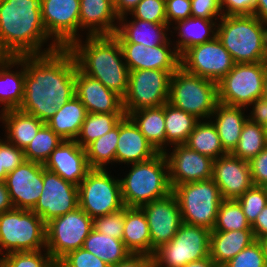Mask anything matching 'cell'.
Here are the masks:
<instances>
[{
	"label": "cell",
	"instance_id": "obj_1",
	"mask_svg": "<svg viewBox=\"0 0 267 267\" xmlns=\"http://www.w3.org/2000/svg\"><path fill=\"white\" fill-rule=\"evenodd\" d=\"M76 68L68 48L25 55L24 96L19 109L46 123L75 96Z\"/></svg>",
	"mask_w": 267,
	"mask_h": 267
},
{
	"label": "cell",
	"instance_id": "obj_2",
	"mask_svg": "<svg viewBox=\"0 0 267 267\" xmlns=\"http://www.w3.org/2000/svg\"><path fill=\"white\" fill-rule=\"evenodd\" d=\"M41 0H0V54L17 57L49 53L60 48L49 40L42 21ZM46 49V50H45Z\"/></svg>",
	"mask_w": 267,
	"mask_h": 267
},
{
	"label": "cell",
	"instance_id": "obj_3",
	"mask_svg": "<svg viewBox=\"0 0 267 267\" xmlns=\"http://www.w3.org/2000/svg\"><path fill=\"white\" fill-rule=\"evenodd\" d=\"M86 37L85 44L80 38L68 47L77 68L123 98L128 89L129 69L118 39L114 35Z\"/></svg>",
	"mask_w": 267,
	"mask_h": 267
},
{
	"label": "cell",
	"instance_id": "obj_4",
	"mask_svg": "<svg viewBox=\"0 0 267 267\" xmlns=\"http://www.w3.org/2000/svg\"><path fill=\"white\" fill-rule=\"evenodd\" d=\"M121 196L125 207H141L172 193L168 164L164 153L132 164L125 178L120 179Z\"/></svg>",
	"mask_w": 267,
	"mask_h": 267
},
{
	"label": "cell",
	"instance_id": "obj_5",
	"mask_svg": "<svg viewBox=\"0 0 267 267\" xmlns=\"http://www.w3.org/2000/svg\"><path fill=\"white\" fill-rule=\"evenodd\" d=\"M266 25L255 15L222 16L216 37L235 64L263 62Z\"/></svg>",
	"mask_w": 267,
	"mask_h": 267
},
{
	"label": "cell",
	"instance_id": "obj_6",
	"mask_svg": "<svg viewBox=\"0 0 267 267\" xmlns=\"http://www.w3.org/2000/svg\"><path fill=\"white\" fill-rule=\"evenodd\" d=\"M168 102L194 115L210 119L218 101V83L191 74L181 66L171 75Z\"/></svg>",
	"mask_w": 267,
	"mask_h": 267
},
{
	"label": "cell",
	"instance_id": "obj_7",
	"mask_svg": "<svg viewBox=\"0 0 267 267\" xmlns=\"http://www.w3.org/2000/svg\"><path fill=\"white\" fill-rule=\"evenodd\" d=\"M46 249V223L32 210L0 213V255Z\"/></svg>",
	"mask_w": 267,
	"mask_h": 267
},
{
	"label": "cell",
	"instance_id": "obj_8",
	"mask_svg": "<svg viewBox=\"0 0 267 267\" xmlns=\"http://www.w3.org/2000/svg\"><path fill=\"white\" fill-rule=\"evenodd\" d=\"M172 192L179 203L182 223L213 230L223 198L212 178L176 185Z\"/></svg>",
	"mask_w": 267,
	"mask_h": 267
},
{
	"label": "cell",
	"instance_id": "obj_9",
	"mask_svg": "<svg viewBox=\"0 0 267 267\" xmlns=\"http://www.w3.org/2000/svg\"><path fill=\"white\" fill-rule=\"evenodd\" d=\"M210 233L207 228L182 223L171 241L155 250L153 267H184L210 257Z\"/></svg>",
	"mask_w": 267,
	"mask_h": 267
},
{
	"label": "cell",
	"instance_id": "obj_10",
	"mask_svg": "<svg viewBox=\"0 0 267 267\" xmlns=\"http://www.w3.org/2000/svg\"><path fill=\"white\" fill-rule=\"evenodd\" d=\"M107 169H90L78 185L79 207L92 219L124 208L120 179L110 176Z\"/></svg>",
	"mask_w": 267,
	"mask_h": 267
},
{
	"label": "cell",
	"instance_id": "obj_11",
	"mask_svg": "<svg viewBox=\"0 0 267 267\" xmlns=\"http://www.w3.org/2000/svg\"><path fill=\"white\" fill-rule=\"evenodd\" d=\"M93 229V219L80 207L46 223V250L57 264L69 252L82 248Z\"/></svg>",
	"mask_w": 267,
	"mask_h": 267
},
{
	"label": "cell",
	"instance_id": "obj_12",
	"mask_svg": "<svg viewBox=\"0 0 267 267\" xmlns=\"http://www.w3.org/2000/svg\"><path fill=\"white\" fill-rule=\"evenodd\" d=\"M174 72L156 69L129 71L128 89L123 97L125 115L168 102L170 78Z\"/></svg>",
	"mask_w": 267,
	"mask_h": 267
},
{
	"label": "cell",
	"instance_id": "obj_13",
	"mask_svg": "<svg viewBox=\"0 0 267 267\" xmlns=\"http://www.w3.org/2000/svg\"><path fill=\"white\" fill-rule=\"evenodd\" d=\"M264 62L238 63L218 82V101L221 104L246 108L261 98Z\"/></svg>",
	"mask_w": 267,
	"mask_h": 267
},
{
	"label": "cell",
	"instance_id": "obj_14",
	"mask_svg": "<svg viewBox=\"0 0 267 267\" xmlns=\"http://www.w3.org/2000/svg\"><path fill=\"white\" fill-rule=\"evenodd\" d=\"M235 65L232 56L215 37L187 49L180 56V66L187 72L218 83Z\"/></svg>",
	"mask_w": 267,
	"mask_h": 267
},
{
	"label": "cell",
	"instance_id": "obj_15",
	"mask_svg": "<svg viewBox=\"0 0 267 267\" xmlns=\"http://www.w3.org/2000/svg\"><path fill=\"white\" fill-rule=\"evenodd\" d=\"M42 21L52 42L68 48L80 34V0H41ZM79 35V36H78Z\"/></svg>",
	"mask_w": 267,
	"mask_h": 267
},
{
	"label": "cell",
	"instance_id": "obj_16",
	"mask_svg": "<svg viewBox=\"0 0 267 267\" xmlns=\"http://www.w3.org/2000/svg\"><path fill=\"white\" fill-rule=\"evenodd\" d=\"M77 207H79L78 186L43 166V189L32 211L47 223L74 211Z\"/></svg>",
	"mask_w": 267,
	"mask_h": 267
},
{
	"label": "cell",
	"instance_id": "obj_17",
	"mask_svg": "<svg viewBox=\"0 0 267 267\" xmlns=\"http://www.w3.org/2000/svg\"><path fill=\"white\" fill-rule=\"evenodd\" d=\"M140 208L147 218L150 229L151 256H153L156 249L171 241L182 224L179 203L172 192Z\"/></svg>",
	"mask_w": 267,
	"mask_h": 267
},
{
	"label": "cell",
	"instance_id": "obj_18",
	"mask_svg": "<svg viewBox=\"0 0 267 267\" xmlns=\"http://www.w3.org/2000/svg\"><path fill=\"white\" fill-rule=\"evenodd\" d=\"M172 152H164L172 189L176 185L209 180L213 176L214 160L190 149L185 144L173 145Z\"/></svg>",
	"mask_w": 267,
	"mask_h": 267
},
{
	"label": "cell",
	"instance_id": "obj_19",
	"mask_svg": "<svg viewBox=\"0 0 267 267\" xmlns=\"http://www.w3.org/2000/svg\"><path fill=\"white\" fill-rule=\"evenodd\" d=\"M5 183L14 208L32 210L43 189V164L26 160L7 174Z\"/></svg>",
	"mask_w": 267,
	"mask_h": 267
},
{
	"label": "cell",
	"instance_id": "obj_20",
	"mask_svg": "<svg viewBox=\"0 0 267 267\" xmlns=\"http://www.w3.org/2000/svg\"><path fill=\"white\" fill-rule=\"evenodd\" d=\"M171 44L172 41L169 39L165 44L153 47L138 43H120V46L129 71L142 69L176 71L180 67V55L174 47L171 49Z\"/></svg>",
	"mask_w": 267,
	"mask_h": 267
},
{
	"label": "cell",
	"instance_id": "obj_21",
	"mask_svg": "<svg viewBox=\"0 0 267 267\" xmlns=\"http://www.w3.org/2000/svg\"><path fill=\"white\" fill-rule=\"evenodd\" d=\"M212 179L223 199L237 200L253 186L248 161L231 153L214 160Z\"/></svg>",
	"mask_w": 267,
	"mask_h": 267
},
{
	"label": "cell",
	"instance_id": "obj_22",
	"mask_svg": "<svg viewBox=\"0 0 267 267\" xmlns=\"http://www.w3.org/2000/svg\"><path fill=\"white\" fill-rule=\"evenodd\" d=\"M43 166L77 186L90 170L86 150L76 140H63Z\"/></svg>",
	"mask_w": 267,
	"mask_h": 267
},
{
	"label": "cell",
	"instance_id": "obj_23",
	"mask_svg": "<svg viewBox=\"0 0 267 267\" xmlns=\"http://www.w3.org/2000/svg\"><path fill=\"white\" fill-rule=\"evenodd\" d=\"M75 95L87 113H125L123 98L76 68Z\"/></svg>",
	"mask_w": 267,
	"mask_h": 267
},
{
	"label": "cell",
	"instance_id": "obj_24",
	"mask_svg": "<svg viewBox=\"0 0 267 267\" xmlns=\"http://www.w3.org/2000/svg\"><path fill=\"white\" fill-rule=\"evenodd\" d=\"M157 154L158 152L140 132L134 121L125 115L119 122L115 162L135 164L147 161Z\"/></svg>",
	"mask_w": 267,
	"mask_h": 267
},
{
	"label": "cell",
	"instance_id": "obj_25",
	"mask_svg": "<svg viewBox=\"0 0 267 267\" xmlns=\"http://www.w3.org/2000/svg\"><path fill=\"white\" fill-rule=\"evenodd\" d=\"M79 15L80 29L87 28L88 36L114 35L117 31L119 17L112 0H80Z\"/></svg>",
	"mask_w": 267,
	"mask_h": 267
},
{
	"label": "cell",
	"instance_id": "obj_26",
	"mask_svg": "<svg viewBox=\"0 0 267 267\" xmlns=\"http://www.w3.org/2000/svg\"><path fill=\"white\" fill-rule=\"evenodd\" d=\"M15 65L22 68L16 72L12 71L11 68ZM24 80L25 55L0 58V104L3 105L1 112L19 109L24 96Z\"/></svg>",
	"mask_w": 267,
	"mask_h": 267
},
{
	"label": "cell",
	"instance_id": "obj_27",
	"mask_svg": "<svg viewBox=\"0 0 267 267\" xmlns=\"http://www.w3.org/2000/svg\"><path fill=\"white\" fill-rule=\"evenodd\" d=\"M126 17L125 15L119 18V25L114 34L119 43H138L153 47L163 45L169 40L166 32L170 27L167 23H153L140 19L127 22Z\"/></svg>",
	"mask_w": 267,
	"mask_h": 267
},
{
	"label": "cell",
	"instance_id": "obj_28",
	"mask_svg": "<svg viewBox=\"0 0 267 267\" xmlns=\"http://www.w3.org/2000/svg\"><path fill=\"white\" fill-rule=\"evenodd\" d=\"M243 109L246 108L218 103L212 113L211 119L214 118L213 115L216 118L212 123L227 153H232L237 147L244 123L248 119Z\"/></svg>",
	"mask_w": 267,
	"mask_h": 267
},
{
	"label": "cell",
	"instance_id": "obj_29",
	"mask_svg": "<svg viewBox=\"0 0 267 267\" xmlns=\"http://www.w3.org/2000/svg\"><path fill=\"white\" fill-rule=\"evenodd\" d=\"M254 241L252 229L211 231L210 257L219 267H222Z\"/></svg>",
	"mask_w": 267,
	"mask_h": 267
},
{
	"label": "cell",
	"instance_id": "obj_30",
	"mask_svg": "<svg viewBox=\"0 0 267 267\" xmlns=\"http://www.w3.org/2000/svg\"><path fill=\"white\" fill-rule=\"evenodd\" d=\"M0 120L5 124V140L18 148L25 149L45 124L37 117L20 109L0 112Z\"/></svg>",
	"mask_w": 267,
	"mask_h": 267
},
{
	"label": "cell",
	"instance_id": "obj_31",
	"mask_svg": "<svg viewBox=\"0 0 267 267\" xmlns=\"http://www.w3.org/2000/svg\"><path fill=\"white\" fill-rule=\"evenodd\" d=\"M133 254L151 255V238L147 218L140 207H125L123 238Z\"/></svg>",
	"mask_w": 267,
	"mask_h": 267
},
{
	"label": "cell",
	"instance_id": "obj_32",
	"mask_svg": "<svg viewBox=\"0 0 267 267\" xmlns=\"http://www.w3.org/2000/svg\"><path fill=\"white\" fill-rule=\"evenodd\" d=\"M87 111L75 95L63 104L46 124L63 140H76L81 131Z\"/></svg>",
	"mask_w": 267,
	"mask_h": 267
},
{
	"label": "cell",
	"instance_id": "obj_33",
	"mask_svg": "<svg viewBox=\"0 0 267 267\" xmlns=\"http://www.w3.org/2000/svg\"><path fill=\"white\" fill-rule=\"evenodd\" d=\"M129 117L158 153L166 152L165 104L137 110Z\"/></svg>",
	"mask_w": 267,
	"mask_h": 267
},
{
	"label": "cell",
	"instance_id": "obj_34",
	"mask_svg": "<svg viewBox=\"0 0 267 267\" xmlns=\"http://www.w3.org/2000/svg\"><path fill=\"white\" fill-rule=\"evenodd\" d=\"M178 38L174 48L181 56L187 49L213 40L217 35V22L199 17H189L176 22Z\"/></svg>",
	"mask_w": 267,
	"mask_h": 267
},
{
	"label": "cell",
	"instance_id": "obj_35",
	"mask_svg": "<svg viewBox=\"0 0 267 267\" xmlns=\"http://www.w3.org/2000/svg\"><path fill=\"white\" fill-rule=\"evenodd\" d=\"M108 265H114L125 260L131 252L122 240L100 233L92 229L84 241L83 247Z\"/></svg>",
	"mask_w": 267,
	"mask_h": 267
},
{
	"label": "cell",
	"instance_id": "obj_36",
	"mask_svg": "<svg viewBox=\"0 0 267 267\" xmlns=\"http://www.w3.org/2000/svg\"><path fill=\"white\" fill-rule=\"evenodd\" d=\"M185 145L213 160L228 154L221 144L219 134L211 119L207 121L205 119L203 122L199 120Z\"/></svg>",
	"mask_w": 267,
	"mask_h": 267
},
{
	"label": "cell",
	"instance_id": "obj_37",
	"mask_svg": "<svg viewBox=\"0 0 267 267\" xmlns=\"http://www.w3.org/2000/svg\"><path fill=\"white\" fill-rule=\"evenodd\" d=\"M199 121L194 115L165 103V130L167 145L185 144Z\"/></svg>",
	"mask_w": 267,
	"mask_h": 267
},
{
	"label": "cell",
	"instance_id": "obj_38",
	"mask_svg": "<svg viewBox=\"0 0 267 267\" xmlns=\"http://www.w3.org/2000/svg\"><path fill=\"white\" fill-rule=\"evenodd\" d=\"M124 116L125 113H87L76 142L85 149L115 128Z\"/></svg>",
	"mask_w": 267,
	"mask_h": 267
},
{
	"label": "cell",
	"instance_id": "obj_39",
	"mask_svg": "<svg viewBox=\"0 0 267 267\" xmlns=\"http://www.w3.org/2000/svg\"><path fill=\"white\" fill-rule=\"evenodd\" d=\"M118 137L119 123L85 148L90 169H105L106 164L115 162Z\"/></svg>",
	"mask_w": 267,
	"mask_h": 267
},
{
	"label": "cell",
	"instance_id": "obj_40",
	"mask_svg": "<svg viewBox=\"0 0 267 267\" xmlns=\"http://www.w3.org/2000/svg\"><path fill=\"white\" fill-rule=\"evenodd\" d=\"M266 147L267 133L265 127L247 119L240 134L238 145L231 154L249 161Z\"/></svg>",
	"mask_w": 267,
	"mask_h": 267
},
{
	"label": "cell",
	"instance_id": "obj_41",
	"mask_svg": "<svg viewBox=\"0 0 267 267\" xmlns=\"http://www.w3.org/2000/svg\"><path fill=\"white\" fill-rule=\"evenodd\" d=\"M63 142L46 123L40 128L34 139L23 150L28 161L44 164L50 154Z\"/></svg>",
	"mask_w": 267,
	"mask_h": 267
},
{
	"label": "cell",
	"instance_id": "obj_42",
	"mask_svg": "<svg viewBox=\"0 0 267 267\" xmlns=\"http://www.w3.org/2000/svg\"><path fill=\"white\" fill-rule=\"evenodd\" d=\"M252 229L243 209L235 199H223L219 205L215 226L212 231H234Z\"/></svg>",
	"mask_w": 267,
	"mask_h": 267
},
{
	"label": "cell",
	"instance_id": "obj_43",
	"mask_svg": "<svg viewBox=\"0 0 267 267\" xmlns=\"http://www.w3.org/2000/svg\"><path fill=\"white\" fill-rule=\"evenodd\" d=\"M43 252L46 253H42V250L10 252L1 257L2 263L6 267H55L56 263L49 252Z\"/></svg>",
	"mask_w": 267,
	"mask_h": 267
},
{
	"label": "cell",
	"instance_id": "obj_44",
	"mask_svg": "<svg viewBox=\"0 0 267 267\" xmlns=\"http://www.w3.org/2000/svg\"><path fill=\"white\" fill-rule=\"evenodd\" d=\"M237 200L243 209L247 221L252 225L257 219L258 214L267 205V187L253 185Z\"/></svg>",
	"mask_w": 267,
	"mask_h": 267
},
{
	"label": "cell",
	"instance_id": "obj_45",
	"mask_svg": "<svg viewBox=\"0 0 267 267\" xmlns=\"http://www.w3.org/2000/svg\"><path fill=\"white\" fill-rule=\"evenodd\" d=\"M222 267H267L261 242L255 240Z\"/></svg>",
	"mask_w": 267,
	"mask_h": 267
},
{
	"label": "cell",
	"instance_id": "obj_46",
	"mask_svg": "<svg viewBox=\"0 0 267 267\" xmlns=\"http://www.w3.org/2000/svg\"><path fill=\"white\" fill-rule=\"evenodd\" d=\"M130 14L134 19L167 23L165 0H141Z\"/></svg>",
	"mask_w": 267,
	"mask_h": 267
},
{
	"label": "cell",
	"instance_id": "obj_47",
	"mask_svg": "<svg viewBox=\"0 0 267 267\" xmlns=\"http://www.w3.org/2000/svg\"><path fill=\"white\" fill-rule=\"evenodd\" d=\"M124 220L125 207L117 212L94 218L93 229L108 236H112L115 239L122 240Z\"/></svg>",
	"mask_w": 267,
	"mask_h": 267
},
{
	"label": "cell",
	"instance_id": "obj_48",
	"mask_svg": "<svg viewBox=\"0 0 267 267\" xmlns=\"http://www.w3.org/2000/svg\"><path fill=\"white\" fill-rule=\"evenodd\" d=\"M58 267H109V265L84 248L69 252L57 264Z\"/></svg>",
	"mask_w": 267,
	"mask_h": 267
},
{
	"label": "cell",
	"instance_id": "obj_49",
	"mask_svg": "<svg viewBox=\"0 0 267 267\" xmlns=\"http://www.w3.org/2000/svg\"><path fill=\"white\" fill-rule=\"evenodd\" d=\"M191 17H199L207 20H219L223 12L220 0H190ZM219 17V18H217Z\"/></svg>",
	"mask_w": 267,
	"mask_h": 267
},
{
	"label": "cell",
	"instance_id": "obj_50",
	"mask_svg": "<svg viewBox=\"0 0 267 267\" xmlns=\"http://www.w3.org/2000/svg\"><path fill=\"white\" fill-rule=\"evenodd\" d=\"M24 161L26 159L23 149L10 144L6 140H1V169L9 173Z\"/></svg>",
	"mask_w": 267,
	"mask_h": 267
},
{
	"label": "cell",
	"instance_id": "obj_51",
	"mask_svg": "<svg viewBox=\"0 0 267 267\" xmlns=\"http://www.w3.org/2000/svg\"><path fill=\"white\" fill-rule=\"evenodd\" d=\"M248 163L253 185L267 187V147Z\"/></svg>",
	"mask_w": 267,
	"mask_h": 267
},
{
	"label": "cell",
	"instance_id": "obj_52",
	"mask_svg": "<svg viewBox=\"0 0 267 267\" xmlns=\"http://www.w3.org/2000/svg\"><path fill=\"white\" fill-rule=\"evenodd\" d=\"M166 19L170 26L175 23L191 17V1L190 0H165Z\"/></svg>",
	"mask_w": 267,
	"mask_h": 267
},
{
	"label": "cell",
	"instance_id": "obj_53",
	"mask_svg": "<svg viewBox=\"0 0 267 267\" xmlns=\"http://www.w3.org/2000/svg\"><path fill=\"white\" fill-rule=\"evenodd\" d=\"M224 16L254 15L256 0H220Z\"/></svg>",
	"mask_w": 267,
	"mask_h": 267
},
{
	"label": "cell",
	"instance_id": "obj_54",
	"mask_svg": "<svg viewBox=\"0 0 267 267\" xmlns=\"http://www.w3.org/2000/svg\"><path fill=\"white\" fill-rule=\"evenodd\" d=\"M251 115L248 120L256 124L265 126L267 124V99L257 98L249 106H252Z\"/></svg>",
	"mask_w": 267,
	"mask_h": 267
},
{
	"label": "cell",
	"instance_id": "obj_55",
	"mask_svg": "<svg viewBox=\"0 0 267 267\" xmlns=\"http://www.w3.org/2000/svg\"><path fill=\"white\" fill-rule=\"evenodd\" d=\"M117 267H153V256L131 253L125 260L117 263Z\"/></svg>",
	"mask_w": 267,
	"mask_h": 267
},
{
	"label": "cell",
	"instance_id": "obj_56",
	"mask_svg": "<svg viewBox=\"0 0 267 267\" xmlns=\"http://www.w3.org/2000/svg\"><path fill=\"white\" fill-rule=\"evenodd\" d=\"M255 240H261L267 236V205L258 214L257 219L251 225Z\"/></svg>",
	"mask_w": 267,
	"mask_h": 267
},
{
	"label": "cell",
	"instance_id": "obj_57",
	"mask_svg": "<svg viewBox=\"0 0 267 267\" xmlns=\"http://www.w3.org/2000/svg\"><path fill=\"white\" fill-rule=\"evenodd\" d=\"M141 0H115L114 10L116 15L120 18L127 15L136 7Z\"/></svg>",
	"mask_w": 267,
	"mask_h": 267
},
{
	"label": "cell",
	"instance_id": "obj_58",
	"mask_svg": "<svg viewBox=\"0 0 267 267\" xmlns=\"http://www.w3.org/2000/svg\"><path fill=\"white\" fill-rule=\"evenodd\" d=\"M14 208L5 181L0 182V213Z\"/></svg>",
	"mask_w": 267,
	"mask_h": 267
},
{
	"label": "cell",
	"instance_id": "obj_59",
	"mask_svg": "<svg viewBox=\"0 0 267 267\" xmlns=\"http://www.w3.org/2000/svg\"><path fill=\"white\" fill-rule=\"evenodd\" d=\"M254 15L267 26V0H256Z\"/></svg>",
	"mask_w": 267,
	"mask_h": 267
},
{
	"label": "cell",
	"instance_id": "obj_60",
	"mask_svg": "<svg viewBox=\"0 0 267 267\" xmlns=\"http://www.w3.org/2000/svg\"><path fill=\"white\" fill-rule=\"evenodd\" d=\"M184 267H219L211 257L189 262Z\"/></svg>",
	"mask_w": 267,
	"mask_h": 267
},
{
	"label": "cell",
	"instance_id": "obj_61",
	"mask_svg": "<svg viewBox=\"0 0 267 267\" xmlns=\"http://www.w3.org/2000/svg\"><path fill=\"white\" fill-rule=\"evenodd\" d=\"M261 97L267 99V62H264V78Z\"/></svg>",
	"mask_w": 267,
	"mask_h": 267
},
{
	"label": "cell",
	"instance_id": "obj_62",
	"mask_svg": "<svg viewBox=\"0 0 267 267\" xmlns=\"http://www.w3.org/2000/svg\"><path fill=\"white\" fill-rule=\"evenodd\" d=\"M7 172L4 169H1V139H0V182L5 181Z\"/></svg>",
	"mask_w": 267,
	"mask_h": 267
},
{
	"label": "cell",
	"instance_id": "obj_63",
	"mask_svg": "<svg viewBox=\"0 0 267 267\" xmlns=\"http://www.w3.org/2000/svg\"><path fill=\"white\" fill-rule=\"evenodd\" d=\"M263 62H267V27L265 30Z\"/></svg>",
	"mask_w": 267,
	"mask_h": 267
},
{
	"label": "cell",
	"instance_id": "obj_64",
	"mask_svg": "<svg viewBox=\"0 0 267 267\" xmlns=\"http://www.w3.org/2000/svg\"><path fill=\"white\" fill-rule=\"evenodd\" d=\"M263 246V249H264V254H265V257H266V263H267V236L262 238L261 240H259Z\"/></svg>",
	"mask_w": 267,
	"mask_h": 267
},
{
	"label": "cell",
	"instance_id": "obj_65",
	"mask_svg": "<svg viewBox=\"0 0 267 267\" xmlns=\"http://www.w3.org/2000/svg\"><path fill=\"white\" fill-rule=\"evenodd\" d=\"M109 267H117V264L109 265Z\"/></svg>",
	"mask_w": 267,
	"mask_h": 267
}]
</instances>
